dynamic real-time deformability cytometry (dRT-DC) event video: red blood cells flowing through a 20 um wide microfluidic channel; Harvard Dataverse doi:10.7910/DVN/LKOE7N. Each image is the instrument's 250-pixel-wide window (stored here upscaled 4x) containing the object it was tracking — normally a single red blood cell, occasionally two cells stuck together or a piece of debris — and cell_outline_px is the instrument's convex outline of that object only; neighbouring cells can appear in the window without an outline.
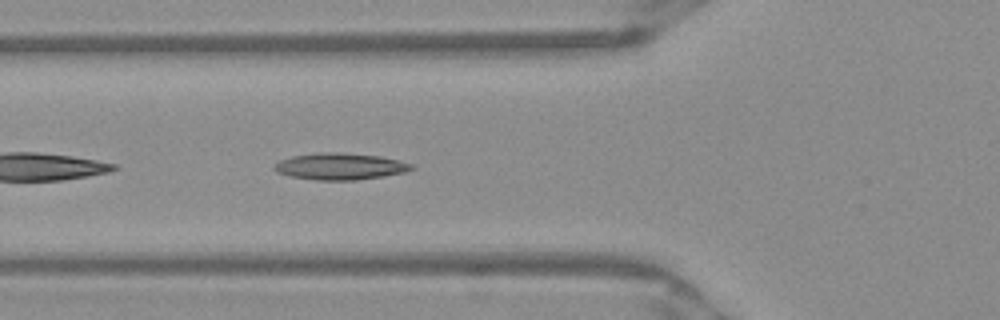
{"species": "Egyptian fruit bat (a non-hibernating species)", "species_latin": "Rousettus aegyptiacus", "temperature_condition": "warm", "stored_images_in_passage": 37, "camera_frame_rate_fps": 3000, "um_per_image_px": 0.085, "frame": {"image": 1, "passage_image": 4, "time_ms": 1.0, "image_size_px": [1000, 320], "cell_outline_px": [[416, 168], [404, 172], [384, 176], [356, 180], [316, 180], [292, 176], [276, 172], [272, 168], [280, 160], [292, 156], [320, 152], [340, 152], [380, 156], [412, 164]], "centroid_in_image_um": [28.9, 14.14], "position_along_channel_um": 96.9, "area_um2": 21.21}}
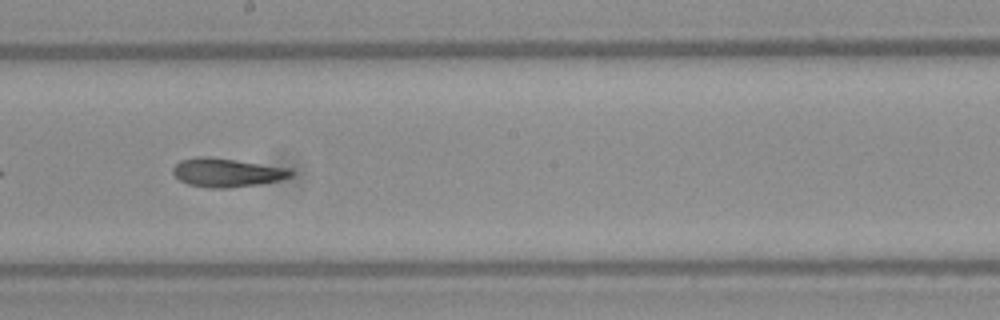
{"frame": {"image": 2, "passage_image": 14, "time_ms": 4.333, "image_size_px": [1000, 320], "cell_outline_px": [[292, 176], [280, 180], [260, 184], [228, 188], [212, 188], [188, 184], [180, 180], [172, 172], [172, 168], [180, 160], [196, 156], [208, 156], [236, 160], [288, 168], [292, 172]], "centroid_in_image_um": [19.25, 14.66], "position_along_channel_um": 228.9, "area_um2": 19.65}}
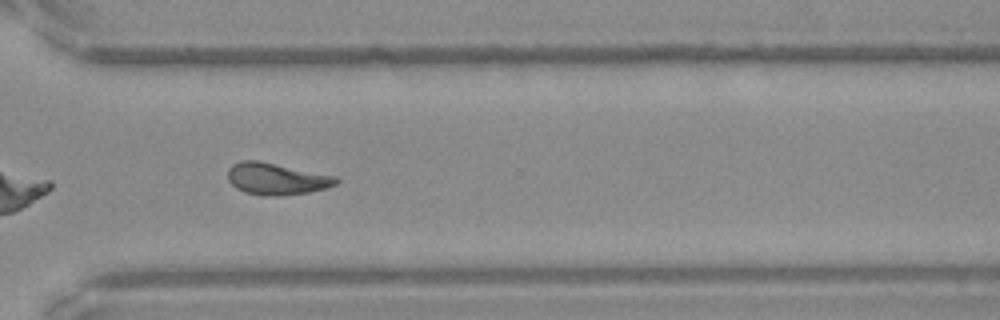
{"frame": {"image": 3, "passage_image": 23, "time_ms": 7.333, "image_size_px": [1000, 320], "cell_outline_px": [[340, 180], [336, 184], [328, 188], [308, 192], [280, 196], [268, 196], [244, 192], [236, 188], [228, 180], [228, 168], [232, 164], [240, 160], [256, 160], [336, 176]], "centroid_in_image_um": [23.49, 15.2], "position_along_channel_um": 347.1, "area_um2": 20.06}, "authors_computed_cell_mechanics": {"area_um2": 19.4208, "velocity_mm_per_s": 3.9474, "shape_relaxation_time_tau1_ms": null, "shape_relaxation_time_tau2_ms": 2.3774, "deformation_change_tau1": null, "deformation_change_tau2": 0.1028}}